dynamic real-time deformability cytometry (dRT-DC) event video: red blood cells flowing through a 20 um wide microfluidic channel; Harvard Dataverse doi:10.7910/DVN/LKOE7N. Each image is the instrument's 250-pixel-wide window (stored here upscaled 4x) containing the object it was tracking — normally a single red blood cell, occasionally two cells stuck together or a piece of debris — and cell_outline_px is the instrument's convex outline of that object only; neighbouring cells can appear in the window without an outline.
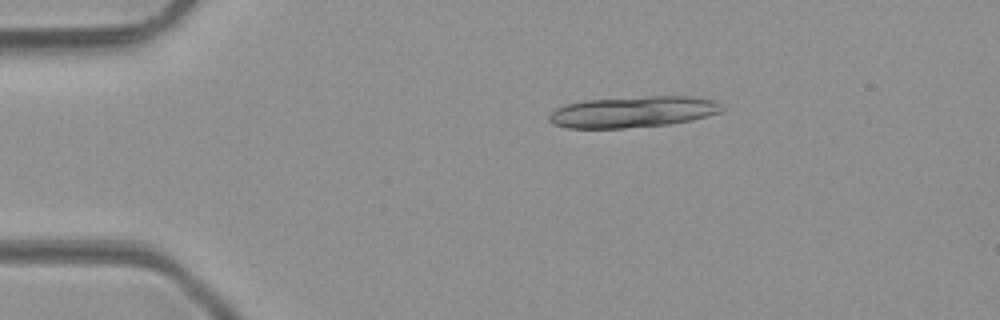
{"species": "common noctule bat (a hibernating species)", "species_latin": "Nyctalus noctula", "temperature_condition": "room temperature", "stored_images_in_passage": 3, "camera_frame_rate_fps": 3000, "um_per_image_px": 0.085, "animal": {"sex": "male", "body_mass_g": 23.1, "forearm_length_mm": 52.7}, "frame": {"image": 1, "passage_image": 2, "time_ms": 1.333, "image_size_px": [1000, 320], "cell_outline_px": [[724, 108], [720, 112], [692, 120], [668, 124], [624, 128], [568, 128], [552, 124], [548, 120], [548, 116], [556, 108], [568, 104], [584, 100], [648, 96], [692, 96], [716, 100]], "centroid_in_image_um": [53.8, 9.5], "position_along_channel_um": 31.2, "area_um2": 31.44}}